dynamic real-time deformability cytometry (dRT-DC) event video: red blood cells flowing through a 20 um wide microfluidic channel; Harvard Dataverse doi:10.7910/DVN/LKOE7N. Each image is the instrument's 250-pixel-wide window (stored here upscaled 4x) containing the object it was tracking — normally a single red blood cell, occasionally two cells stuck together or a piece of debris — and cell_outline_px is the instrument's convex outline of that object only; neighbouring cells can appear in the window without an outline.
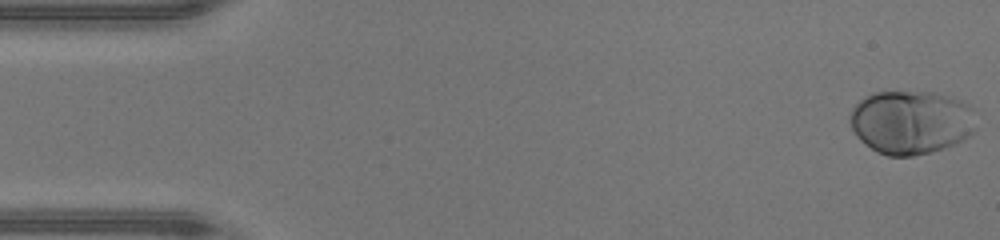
{"species": "human", "species_latin": "Homo sapiens", "temperature_condition": "warm", "stored_images_in_passage": 47, "camera_frame_rate_fps": 3000, "um_per_image_px": 0.085, "donor": {"sex": "male"}, "frame": {"image": 1, "passage_image": 1, "time_ms": 0.0, "image_size_px": [1000, 240], "cell_outline_px": [[976, 132], [964, 140], [928, 152], [912, 156], [888, 156], [876, 152], [860, 140], [856, 136], [848, 120], [848, 116], [852, 108], [860, 100], [872, 92], [932, 92], [948, 96], [960, 100], [968, 104], [972, 108], [976, 128]], "centroid_in_image_um": [77.42, 10.38], "position_along_channel_um": 7.6, "area_um2": 47.05}}
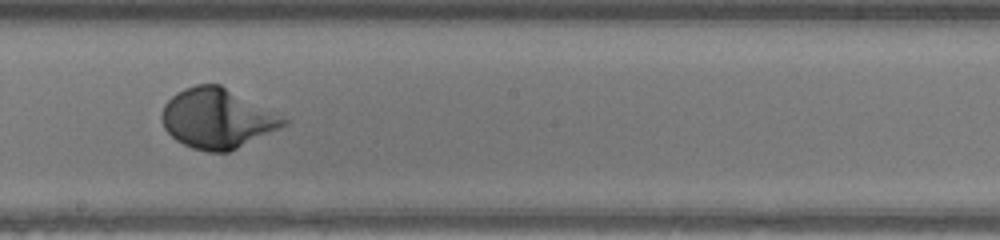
{"frame": {"image": 2, "passage_image": 26, "time_ms": 8.333, "image_size_px": [1000, 240], "cell_outline_px": [[288, 124], [280, 128], [228, 152], [208, 152], [192, 148], [176, 140], [164, 128], [160, 116], [164, 104], [176, 92], [184, 88], [196, 84], [220, 84], [276, 112], [288, 120]], "centroid_in_image_um": [18.45, 10.06], "position_along_channel_um": 229.8, "area_um2": 42.37}}
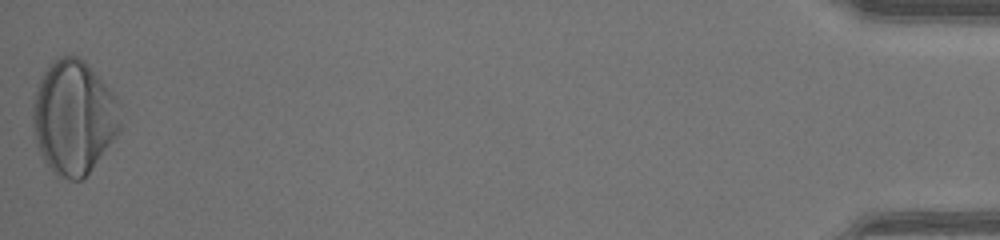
{"frame": {"image": 3, "passage_image": 47, "time_ms": 15.333, "image_size_px": [1000, 240], "cell_outline_px": [[120, 128], [84, 180], [72, 180], [56, 176], [52, 172], [44, 160], [40, 152], [36, 140], [32, 124], [32, 104], [40, 80], [44, 72], [52, 60], [60, 56], [80, 56], [88, 64], [120, 100]], "centroid_in_image_um": [6.26, 9.96], "position_along_channel_um": 428.9, "area_um2": 58.2}}